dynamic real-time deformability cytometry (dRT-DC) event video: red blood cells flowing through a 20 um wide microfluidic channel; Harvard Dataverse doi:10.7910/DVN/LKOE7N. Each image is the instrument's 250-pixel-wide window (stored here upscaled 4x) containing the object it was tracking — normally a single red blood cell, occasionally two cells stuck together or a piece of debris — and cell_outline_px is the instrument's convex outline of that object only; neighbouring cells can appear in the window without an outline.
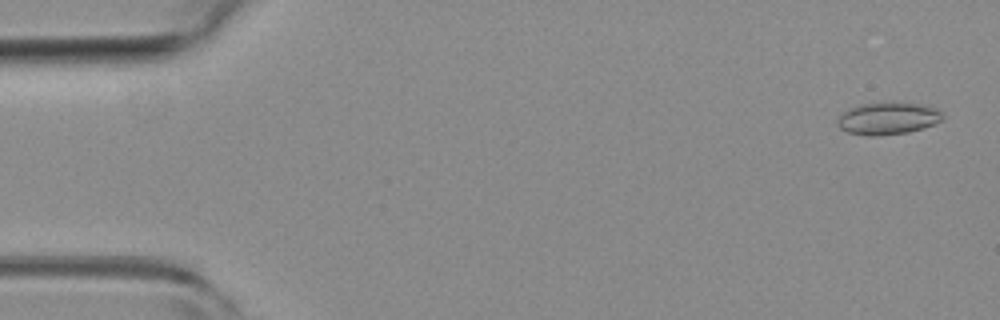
{"species": "common noctule bat (a hibernating species)", "species_latin": "Nyctalus noctula", "temperature_condition": "room temperature", "stored_images_in_passage": 4, "camera_frame_rate_fps": 3000, "um_per_image_px": 0.085, "animal": {"sex": "female", "body_mass_g": 19.3, "forearm_length_mm": 54.1}, "frame": {"image": 1, "passage_image": 1, "time_ms": 0.0, "image_size_px": [1000, 320], "cell_outline_px": [[944, 116], [940, 120], [932, 124], [908, 132], [876, 136], [868, 136], [848, 132], [840, 128], [836, 124], [836, 120], [848, 108], [864, 104], [892, 100], [920, 104], [936, 108]], "centroid_in_image_um": [75.43, 10.04], "position_along_channel_um": 9.6, "area_um2": 19.88}}